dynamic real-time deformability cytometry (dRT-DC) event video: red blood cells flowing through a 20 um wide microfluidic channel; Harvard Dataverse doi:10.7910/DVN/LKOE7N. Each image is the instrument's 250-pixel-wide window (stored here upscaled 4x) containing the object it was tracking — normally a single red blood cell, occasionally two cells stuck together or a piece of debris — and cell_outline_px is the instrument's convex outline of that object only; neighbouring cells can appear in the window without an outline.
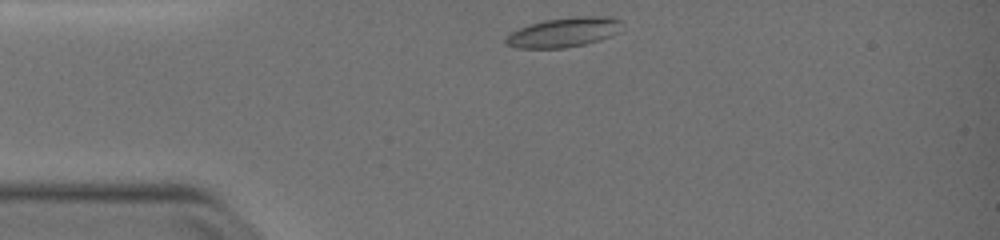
{"species": "common noctule bat (a hibernating species)", "species_latin": "Nyctalus noctula", "temperature_condition": "warm", "stored_images_in_passage": 35, "camera_frame_rate_fps": 3000, "um_per_image_px": 0.085, "animal": {"sex": "female", "body_mass_g": 19.0, "forearm_length_mm": 51.5}, "frame": {"image": 1, "passage_image": 1, "time_ms": 0.0, "image_size_px": [1000, 240], "cell_outline_px": [[624, 28], [612, 36], [584, 44], [564, 48], [516, 48], [508, 44], [504, 40], [512, 32], [528, 24], [544, 20], [576, 16], [612, 16], [620, 20], [624, 24]], "centroid_in_image_um": [48.0, 2.73], "position_along_channel_um": 37.0, "area_um2": 20.17}}
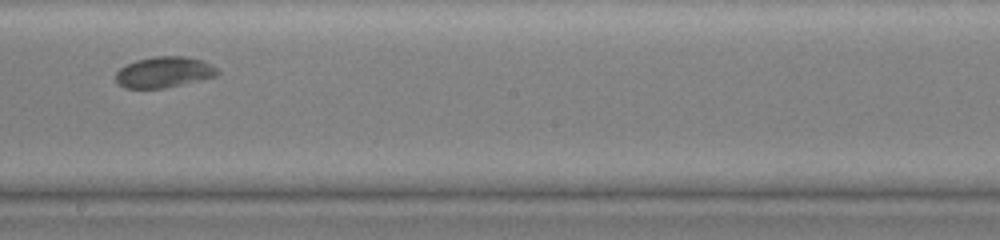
{"frame": {"image": 2, "passage_image": 20, "time_ms": 6.333, "image_size_px": [1000, 240], "cell_outline_px": [[220, 72], [216, 76], [200, 80], [164, 88], [124, 88], [116, 84], [116, 72], [120, 68], [136, 60], [152, 56], [184, 56], [200, 60], [216, 68]], "centroid_in_image_um": [13.9, 6.14], "position_along_channel_um": 234.3, "area_um2": 18.21}}
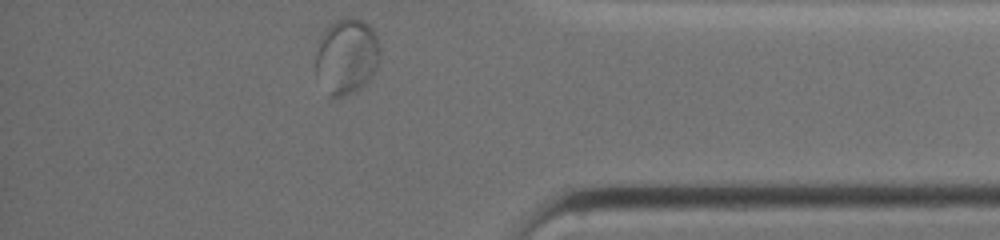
{"frame": {"image": 3, "passage_image": 35, "time_ms": 11.333, "image_size_px": [1000, 240], "cell_outline_px": [[380, 60], [376, 72], [360, 88], [352, 92], [340, 96], [328, 96], [316, 76], [316, 52], [324, 28], [328, 24], [336, 20], [348, 16], [352, 16], [364, 20], [372, 28], [376, 36], [380, 48]], "centroid_in_image_um": [29.47, 4.75], "position_along_channel_um": 405.7, "area_um2": 28.84}}